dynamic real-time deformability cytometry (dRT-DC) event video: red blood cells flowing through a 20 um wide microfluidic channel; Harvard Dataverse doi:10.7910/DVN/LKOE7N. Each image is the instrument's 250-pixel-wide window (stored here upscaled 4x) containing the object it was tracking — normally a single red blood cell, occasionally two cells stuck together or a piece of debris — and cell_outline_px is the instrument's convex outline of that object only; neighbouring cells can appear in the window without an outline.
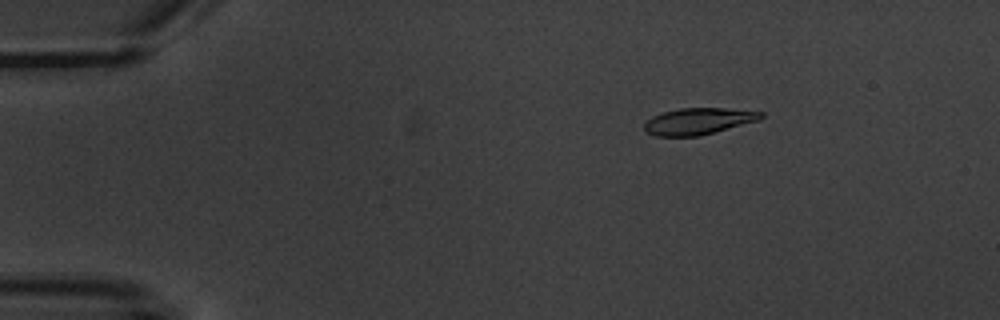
{"species": "common noctule bat (a hibernating species)", "species_latin": "Nyctalus noctula", "temperature_condition": "warm", "stored_images_in_passage": 4, "camera_frame_rate_fps": 3000, "um_per_image_px": 0.085, "animal": {"sex": "male", "body_mass_g": 20.1, "forearm_length_mm": 53.5}, "frame": {"image": 1, "passage_image": 1, "time_ms": 0.0, "image_size_px": [1000, 320], "cell_outline_px": [[764, 116], [760, 120], [700, 136], [656, 136], [644, 132], [644, 124], [652, 116], [664, 112], [680, 108], [724, 108], [764, 112]], "centroid_in_image_um": [59.37, 10.31], "position_along_channel_um": 25.6, "area_um2": 18.09}}
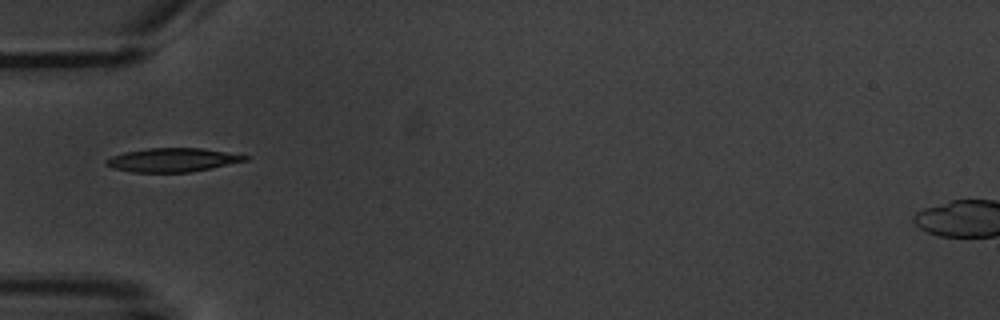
{"frame": {"image": 2, "passage_image": 4, "time_ms": 3.333, "image_size_px": [1000, 320], "cell_outline_px": [[248, 160], [192, 172], [132, 172], [112, 168], [104, 164], [104, 160], [112, 156], [124, 152], [148, 148], [200, 148], [248, 156]], "centroid_in_image_um": [14.6, 13.6], "position_along_channel_um": 70.4, "area_um2": 19.07}}